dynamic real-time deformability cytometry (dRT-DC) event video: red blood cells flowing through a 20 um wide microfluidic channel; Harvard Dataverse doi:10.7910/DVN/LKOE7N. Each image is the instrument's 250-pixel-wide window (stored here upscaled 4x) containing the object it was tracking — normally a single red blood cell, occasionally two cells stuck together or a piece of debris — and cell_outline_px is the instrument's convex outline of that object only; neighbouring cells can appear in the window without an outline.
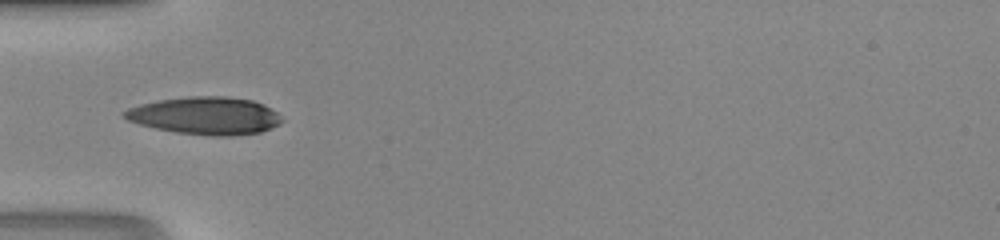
{"species": "human", "species_latin": "Homo sapiens", "temperature_condition": "room temperature", "stored_images_in_passage": 18, "camera_frame_rate_fps": 3000, "um_per_image_px": 0.085, "donor": {"sex": "male"}, "frame": {"image": 1, "passage_image": 1, "time_ms": 0.0, "image_size_px": [1000, 240], "cell_outline_px": [[284, 120], [280, 124], [260, 132], [232, 136], [212, 136], [176, 132], [156, 128], [140, 124], [128, 120], [120, 112], [128, 108], [140, 104], [160, 100], [192, 96], [228, 96], [252, 100], [264, 104], [276, 112]], "centroid_in_image_um": [17.47, 9.83], "position_along_channel_um": 67.5, "area_um2": 34.45}}
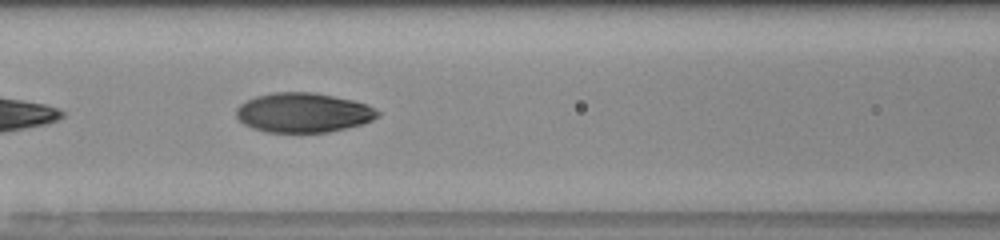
{"frame": {"image": 2, "passage_image": 6, "time_ms": 1.667, "image_size_px": [1000, 240], "cell_outline_px": [[380, 116], [364, 124], [328, 132], [264, 132], [252, 128], [244, 124], [236, 116], [236, 108], [240, 104], [256, 96], [272, 92], [316, 92], [352, 100], [368, 104], [376, 108], [380, 112]], "centroid_in_image_um": [25.81, 9.57], "position_along_channel_um": 140.8, "area_um2": 32.89}}